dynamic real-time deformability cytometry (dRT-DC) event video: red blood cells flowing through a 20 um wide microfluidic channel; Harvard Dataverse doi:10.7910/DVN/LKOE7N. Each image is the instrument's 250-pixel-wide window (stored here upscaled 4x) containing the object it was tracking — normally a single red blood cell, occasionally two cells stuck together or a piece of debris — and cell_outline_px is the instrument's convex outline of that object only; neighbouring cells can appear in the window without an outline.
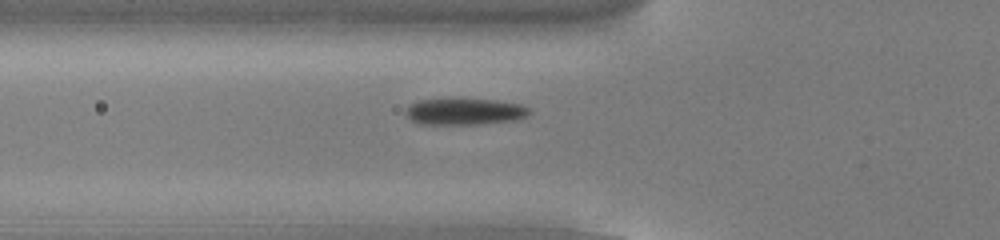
{"species": "common noctule bat (a hibernating species)", "species_latin": "Nyctalus noctula", "temperature_condition": "cold", "stored_images_in_passage": 40, "camera_frame_rate_fps": 3000, "um_per_image_px": 0.085, "animal": {"sex": "male", "body_mass_g": 13.0, "forearm_length_mm": 53.1}, "frame": {"image": 1, "passage_image": 8, "time_ms": 2.333, "image_size_px": [1000, 240], "cell_outline_px": [[532, 112], [516, 120], [480, 124], [420, 124], [412, 120], [404, 112], [412, 104], [420, 100], [496, 100], [520, 104], [528, 108]], "centroid_in_image_um": [39.52, 9.5], "position_along_channel_um": 86.3, "area_um2": 18.61}}
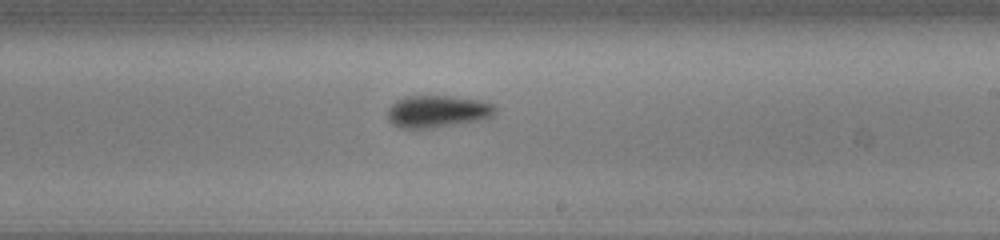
{"frame": {"image": 2, "passage_image": 21, "time_ms": 6.667, "image_size_px": [1000, 240], "cell_outline_px": [[496, 112], [492, 116], [484, 120], [424, 128], [400, 128], [392, 124], [388, 120], [388, 108], [396, 100], [404, 96], [448, 96], [480, 100], [492, 104], [496, 108]], "centroid_in_image_um": [37.17, 9.46], "position_along_channel_um": 251.8, "area_um2": 20.11}}
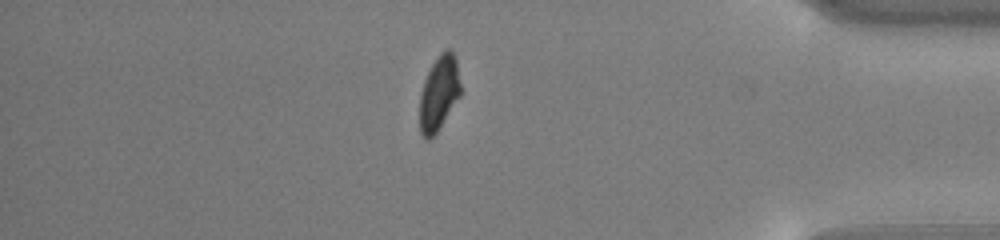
{"frame": {"image": 3, "passage_image": 35, "time_ms": 11.333, "image_size_px": [1000, 240], "cell_outline_px": [[460, 96], [436, 132], [428, 140], [420, 132], [420, 92], [424, 80], [432, 64], [440, 52], [444, 48], [448, 48], [452, 52], [456, 60], [460, 84]], "centroid_in_image_um": [37.3, 7.88], "position_along_channel_um": 397.9, "area_um2": 17.51}, "authors_computed_cell_mechanics": {"area_um2": 19.7965, "velocity_mm_per_s": 3.8205, "shape_relaxation_time_tau1_ms": 1.875, "shape_relaxation_time_tau2_ms": 3.0556, "deformation_change_tau1": 0.112, "deformation_change_tau2": 0.0856}}